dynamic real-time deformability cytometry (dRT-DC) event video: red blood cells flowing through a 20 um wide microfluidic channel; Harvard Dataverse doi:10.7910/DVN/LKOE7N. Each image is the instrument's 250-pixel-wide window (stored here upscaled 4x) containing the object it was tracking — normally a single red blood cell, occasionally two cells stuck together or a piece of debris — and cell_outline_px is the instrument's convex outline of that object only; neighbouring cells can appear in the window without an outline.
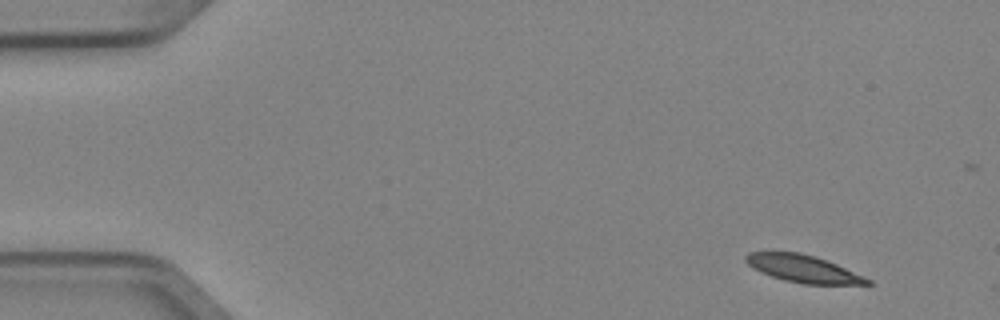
{"species": "Egyptian fruit bat (a non-hibernating species)", "species_latin": "Rousettus aegyptiacus", "temperature_condition": "cold", "stored_images_in_passage": 4, "camera_frame_rate_fps": 3000, "um_per_image_px": 0.085, "animal": {"sex": "female"}, "frame": {"image": 1, "passage_image": 1, "time_ms": 0.0, "image_size_px": [1000, 320], "cell_outline_px": [[872, 284], [804, 284], [784, 280], [760, 272], [752, 268], [744, 260], [744, 256], [748, 252], [800, 252], [816, 256], [836, 264], [864, 276], [872, 280]], "centroid_in_image_um": [68.25, 22.83], "position_along_channel_um": 16.8, "area_um2": 19.36}}